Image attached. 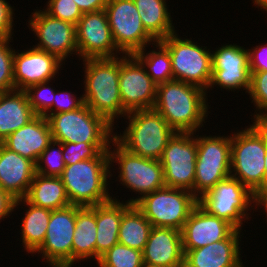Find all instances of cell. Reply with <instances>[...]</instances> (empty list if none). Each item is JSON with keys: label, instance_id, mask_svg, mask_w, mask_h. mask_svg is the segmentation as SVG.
Masks as SVG:
<instances>
[{"label": "cell", "instance_id": "cell-6", "mask_svg": "<svg viewBox=\"0 0 267 267\" xmlns=\"http://www.w3.org/2000/svg\"><path fill=\"white\" fill-rule=\"evenodd\" d=\"M108 151L110 168L113 169H110V179L114 180L112 177H116V174L114 176L113 174L116 173L114 170L117 169L119 174H117L115 181H118L127 191L129 189L130 192L138 194L135 197H130L127 200L128 203L135 204L144 195L165 187L163 167L159 160L134 155L123 148L115 139L111 142ZM114 163L116 166L118 164L117 168Z\"/></svg>", "mask_w": 267, "mask_h": 267}, {"label": "cell", "instance_id": "cell-21", "mask_svg": "<svg viewBox=\"0 0 267 267\" xmlns=\"http://www.w3.org/2000/svg\"><path fill=\"white\" fill-rule=\"evenodd\" d=\"M242 232L236 229L227 239L198 249L183 250V267H239L243 263Z\"/></svg>", "mask_w": 267, "mask_h": 267}, {"label": "cell", "instance_id": "cell-27", "mask_svg": "<svg viewBox=\"0 0 267 267\" xmlns=\"http://www.w3.org/2000/svg\"><path fill=\"white\" fill-rule=\"evenodd\" d=\"M24 207V217L21 218L20 233L21 236L18 239L23 245L24 251L28 254H32L43 244L46 236L48 223L50 220L51 210L36 206L29 203L25 198H20L15 201L14 211Z\"/></svg>", "mask_w": 267, "mask_h": 267}, {"label": "cell", "instance_id": "cell-4", "mask_svg": "<svg viewBox=\"0 0 267 267\" xmlns=\"http://www.w3.org/2000/svg\"><path fill=\"white\" fill-rule=\"evenodd\" d=\"M231 132V177L253 194L264 185L266 122H252Z\"/></svg>", "mask_w": 267, "mask_h": 267}, {"label": "cell", "instance_id": "cell-24", "mask_svg": "<svg viewBox=\"0 0 267 267\" xmlns=\"http://www.w3.org/2000/svg\"><path fill=\"white\" fill-rule=\"evenodd\" d=\"M51 141L52 135L47 118L36 115L1 143L10 151L16 152L36 164L39 156Z\"/></svg>", "mask_w": 267, "mask_h": 267}, {"label": "cell", "instance_id": "cell-39", "mask_svg": "<svg viewBox=\"0 0 267 267\" xmlns=\"http://www.w3.org/2000/svg\"><path fill=\"white\" fill-rule=\"evenodd\" d=\"M43 10L50 16L74 25L78 23L83 13L73 0H48Z\"/></svg>", "mask_w": 267, "mask_h": 267}, {"label": "cell", "instance_id": "cell-22", "mask_svg": "<svg viewBox=\"0 0 267 267\" xmlns=\"http://www.w3.org/2000/svg\"><path fill=\"white\" fill-rule=\"evenodd\" d=\"M143 264L159 267H183L181 231L170 227H152L142 251Z\"/></svg>", "mask_w": 267, "mask_h": 267}, {"label": "cell", "instance_id": "cell-7", "mask_svg": "<svg viewBox=\"0 0 267 267\" xmlns=\"http://www.w3.org/2000/svg\"><path fill=\"white\" fill-rule=\"evenodd\" d=\"M47 120L52 140L61 143L111 144L117 129L86 104L71 112L52 114Z\"/></svg>", "mask_w": 267, "mask_h": 267}, {"label": "cell", "instance_id": "cell-41", "mask_svg": "<svg viewBox=\"0 0 267 267\" xmlns=\"http://www.w3.org/2000/svg\"><path fill=\"white\" fill-rule=\"evenodd\" d=\"M15 8L7 1L0 0V38H10L14 35V16L16 13L14 12Z\"/></svg>", "mask_w": 267, "mask_h": 267}, {"label": "cell", "instance_id": "cell-38", "mask_svg": "<svg viewBox=\"0 0 267 267\" xmlns=\"http://www.w3.org/2000/svg\"><path fill=\"white\" fill-rule=\"evenodd\" d=\"M13 37L0 38V93L15 90L13 80L14 47L11 42Z\"/></svg>", "mask_w": 267, "mask_h": 267}, {"label": "cell", "instance_id": "cell-36", "mask_svg": "<svg viewBox=\"0 0 267 267\" xmlns=\"http://www.w3.org/2000/svg\"><path fill=\"white\" fill-rule=\"evenodd\" d=\"M51 82L35 84L24 90L35 115L44 116L52 108L56 88L51 87Z\"/></svg>", "mask_w": 267, "mask_h": 267}, {"label": "cell", "instance_id": "cell-14", "mask_svg": "<svg viewBox=\"0 0 267 267\" xmlns=\"http://www.w3.org/2000/svg\"><path fill=\"white\" fill-rule=\"evenodd\" d=\"M216 47L211 50L212 76L206 92L210 93V89L216 87L221 88V92L223 89L229 92L237 89L238 92L245 90L247 94L251 79L248 50L229 42Z\"/></svg>", "mask_w": 267, "mask_h": 267}, {"label": "cell", "instance_id": "cell-49", "mask_svg": "<svg viewBox=\"0 0 267 267\" xmlns=\"http://www.w3.org/2000/svg\"><path fill=\"white\" fill-rule=\"evenodd\" d=\"M244 263H242L239 267H245L246 265H243Z\"/></svg>", "mask_w": 267, "mask_h": 267}, {"label": "cell", "instance_id": "cell-20", "mask_svg": "<svg viewBox=\"0 0 267 267\" xmlns=\"http://www.w3.org/2000/svg\"><path fill=\"white\" fill-rule=\"evenodd\" d=\"M236 228L228 221L208 214L197 205L181 230L183 250L198 249L227 239Z\"/></svg>", "mask_w": 267, "mask_h": 267}, {"label": "cell", "instance_id": "cell-47", "mask_svg": "<svg viewBox=\"0 0 267 267\" xmlns=\"http://www.w3.org/2000/svg\"><path fill=\"white\" fill-rule=\"evenodd\" d=\"M265 171H264V183L267 182V122H266V154H265Z\"/></svg>", "mask_w": 267, "mask_h": 267}, {"label": "cell", "instance_id": "cell-31", "mask_svg": "<svg viewBox=\"0 0 267 267\" xmlns=\"http://www.w3.org/2000/svg\"><path fill=\"white\" fill-rule=\"evenodd\" d=\"M152 225L144 214L132 204L122 215L118 240L120 244L143 251Z\"/></svg>", "mask_w": 267, "mask_h": 267}, {"label": "cell", "instance_id": "cell-8", "mask_svg": "<svg viewBox=\"0 0 267 267\" xmlns=\"http://www.w3.org/2000/svg\"><path fill=\"white\" fill-rule=\"evenodd\" d=\"M172 61L174 80L208 89L212 76L211 47L198 45L192 38L181 37L177 32L159 41Z\"/></svg>", "mask_w": 267, "mask_h": 267}, {"label": "cell", "instance_id": "cell-34", "mask_svg": "<svg viewBox=\"0 0 267 267\" xmlns=\"http://www.w3.org/2000/svg\"><path fill=\"white\" fill-rule=\"evenodd\" d=\"M249 99L255 107L251 122H267V71L250 72ZM258 112V113H257Z\"/></svg>", "mask_w": 267, "mask_h": 267}, {"label": "cell", "instance_id": "cell-45", "mask_svg": "<svg viewBox=\"0 0 267 267\" xmlns=\"http://www.w3.org/2000/svg\"><path fill=\"white\" fill-rule=\"evenodd\" d=\"M259 209L261 212L256 211ZM254 211L259 213L264 212L263 215H266L265 218H267V182L264 183V185L256 193H254Z\"/></svg>", "mask_w": 267, "mask_h": 267}, {"label": "cell", "instance_id": "cell-32", "mask_svg": "<svg viewBox=\"0 0 267 267\" xmlns=\"http://www.w3.org/2000/svg\"><path fill=\"white\" fill-rule=\"evenodd\" d=\"M153 45L154 50L148 51L147 48L150 46H146L132 55L141 63L152 81L159 85L174 79L172 61L169 51L159 41Z\"/></svg>", "mask_w": 267, "mask_h": 267}, {"label": "cell", "instance_id": "cell-16", "mask_svg": "<svg viewBox=\"0 0 267 267\" xmlns=\"http://www.w3.org/2000/svg\"><path fill=\"white\" fill-rule=\"evenodd\" d=\"M76 223V205L51 211L43 244L33 253L49 267H72V243Z\"/></svg>", "mask_w": 267, "mask_h": 267}, {"label": "cell", "instance_id": "cell-46", "mask_svg": "<svg viewBox=\"0 0 267 267\" xmlns=\"http://www.w3.org/2000/svg\"><path fill=\"white\" fill-rule=\"evenodd\" d=\"M254 7L256 8L260 7V10L263 12L265 11L267 13V0H252Z\"/></svg>", "mask_w": 267, "mask_h": 267}, {"label": "cell", "instance_id": "cell-17", "mask_svg": "<svg viewBox=\"0 0 267 267\" xmlns=\"http://www.w3.org/2000/svg\"><path fill=\"white\" fill-rule=\"evenodd\" d=\"M75 26L78 60L123 55L114 42L105 9L83 13Z\"/></svg>", "mask_w": 267, "mask_h": 267}, {"label": "cell", "instance_id": "cell-11", "mask_svg": "<svg viewBox=\"0 0 267 267\" xmlns=\"http://www.w3.org/2000/svg\"><path fill=\"white\" fill-rule=\"evenodd\" d=\"M152 227H170L182 230L198 199L184 189L163 187L144 195L135 203Z\"/></svg>", "mask_w": 267, "mask_h": 267}, {"label": "cell", "instance_id": "cell-28", "mask_svg": "<svg viewBox=\"0 0 267 267\" xmlns=\"http://www.w3.org/2000/svg\"><path fill=\"white\" fill-rule=\"evenodd\" d=\"M35 116L25 91L0 93V143Z\"/></svg>", "mask_w": 267, "mask_h": 267}, {"label": "cell", "instance_id": "cell-40", "mask_svg": "<svg viewBox=\"0 0 267 267\" xmlns=\"http://www.w3.org/2000/svg\"><path fill=\"white\" fill-rule=\"evenodd\" d=\"M83 95L80 94L79 97L68 90H57L54 94V100L52 108L44 115L48 118L52 114L71 112L81 108L84 105Z\"/></svg>", "mask_w": 267, "mask_h": 267}, {"label": "cell", "instance_id": "cell-9", "mask_svg": "<svg viewBox=\"0 0 267 267\" xmlns=\"http://www.w3.org/2000/svg\"><path fill=\"white\" fill-rule=\"evenodd\" d=\"M197 157L194 196L198 199L218 182L231 176V133L199 135L196 132Z\"/></svg>", "mask_w": 267, "mask_h": 267}, {"label": "cell", "instance_id": "cell-1", "mask_svg": "<svg viewBox=\"0 0 267 267\" xmlns=\"http://www.w3.org/2000/svg\"><path fill=\"white\" fill-rule=\"evenodd\" d=\"M208 97L203 88L173 79L157 85L153 109L175 132L196 133L204 128L211 113Z\"/></svg>", "mask_w": 267, "mask_h": 267}, {"label": "cell", "instance_id": "cell-30", "mask_svg": "<svg viewBox=\"0 0 267 267\" xmlns=\"http://www.w3.org/2000/svg\"><path fill=\"white\" fill-rule=\"evenodd\" d=\"M147 33L157 42L177 31L167 0H133Z\"/></svg>", "mask_w": 267, "mask_h": 267}, {"label": "cell", "instance_id": "cell-37", "mask_svg": "<svg viewBox=\"0 0 267 267\" xmlns=\"http://www.w3.org/2000/svg\"><path fill=\"white\" fill-rule=\"evenodd\" d=\"M110 144L62 143L63 158L66 165H72L83 160L98 157L103 151H108Z\"/></svg>", "mask_w": 267, "mask_h": 267}, {"label": "cell", "instance_id": "cell-43", "mask_svg": "<svg viewBox=\"0 0 267 267\" xmlns=\"http://www.w3.org/2000/svg\"><path fill=\"white\" fill-rule=\"evenodd\" d=\"M15 201L16 199L0 187V222L10 218L14 212Z\"/></svg>", "mask_w": 267, "mask_h": 267}, {"label": "cell", "instance_id": "cell-18", "mask_svg": "<svg viewBox=\"0 0 267 267\" xmlns=\"http://www.w3.org/2000/svg\"><path fill=\"white\" fill-rule=\"evenodd\" d=\"M119 89L122 106L128 113L153 109L157 85L133 55L119 56Z\"/></svg>", "mask_w": 267, "mask_h": 267}, {"label": "cell", "instance_id": "cell-35", "mask_svg": "<svg viewBox=\"0 0 267 267\" xmlns=\"http://www.w3.org/2000/svg\"><path fill=\"white\" fill-rule=\"evenodd\" d=\"M65 166L62 143L52 140L37 160L36 173L44 176L60 177Z\"/></svg>", "mask_w": 267, "mask_h": 267}, {"label": "cell", "instance_id": "cell-26", "mask_svg": "<svg viewBox=\"0 0 267 267\" xmlns=\"http://www.w3.org/2000/svg\"><path fill=\"white\" fill-rule=\"evenodd\" d=\"M96 205H76V223L72 243V266L81 262L96 261ZM75 264V265H74Z\"/></svg>", "mask_w": 267, "mask_h": 267}, {"label": "cell", "instance_id": "cell-48", "mask_svg": "<svg viewBox=\"0 0 267 267\" xmlns=\"http://www.w3.org/2000/svg\"><path fill=\"white\" fill-rule=\"evenodd\" d=\"M143 267H159V266H150V265H147V264H143Z\"/></svg>", "mask_w": 267, "mask_h": 267}, {"label": "cell", "instance_id": "cell-23", "mask_svg": "<svg viewBox=\"0 0 267 267\" xmlns=\"http://www.w3.org/2000/svg\"><path fill=\"white\" fill-rule=\"evenodd\" d=\"M36 174V164L0 143V187L14 199L24 198Z\"/></svg>", "mask_w": 267, "mask_h": 267}, {"label": "cell", "instance_id": "cell-25", "mask_svg": "<svg viewBox=\"0 0 267 267\" xmlns=\"http://www.w3.org/2000/svg\"><path fill=\"white\" fill-rule=\"evenodd\" d=\"M122 197L112 194V199L96 205V262L100 257L119 243L118 234L123 213L132 205Z\"/></svg>", "mask_w": 267, "mask_h": 267}, {"label": "cell", "instance_id": "cell-19", "mask_svg": "<svg viewBox=\"0 0 267 267\" xmlns=\"http://www.w3.org/2000/svg\"><path fill=\"white\" fill-rule=\"evenodd\" d=\"M14 51L13 80L15 90H26L29 86L59 79L65 63L57 56L35 47ZM20 52V53H19ZM60 70V71H59Z\"/></svg>", "mask_w": 267, "mask_h": 267}, {"label": "cell", "instance_id": "cell-42", "mask_svg": "<svg viewBox=\"0 0 267 267\" xmlns=\"http://www.w3.org/2000/svg\"><path fill=\"white\" fill-rule=\"evenodd\" d=\"M262 44L253 46L251 49L247 47L250 72L267 71V44L266 42Z\"/></svg>", "mask_w": 267, "mask_h": 267}, {"label": "cell", "instance_id": "cell-44", "mask_svg": "<svg viewBox=\"0 0 267 267\" xmlns=\"http://www.w3.org/2000/svg\"><path fill=\"white\" fill-rule=\"evenodd\" d=\"M82 13L103 10L108 0H73Z\"/></svg>", "mask_w": 267, "mask_h": 267}, {"label": "cell", "instance_id": "cell-10", "mask_svg": "<svg viewBox=\"0 0 267 267\" xmlns=\"http://www.w3.org/2000/svg\"><path fill=\"white\" fill-rule=\"evenodd\" d=\"M198 205L208 214L228 221L238 230H244L243 224H247L254 215V194L230 176L198 198Z\"/></svg>", "mask_w": 267, "mask_h": 267}, {"label": "cell", "instance_id": "cell-29", "mask_svg": "<svg viewBox=\"0 0 267 267\" xmlns=\"http://www.w3.org/2000/svg\"><path fill=\"white\" fill-rule=\"evenodd\" d=\"M29 203L49 209H61L71 205L60 177L36 173L24 197Z\"/></svg>", "mask_w": 267, "mask_h": 267}, {"label": "cell", "instance_id": "cell-15", "mask_svg": "<svg viewBox=\"0 0 267 267\" xmlns=\"http://www.w3.org/2000/svg\"><path fill=\"white\" fill-rule=\"evenodd\" d=\"M29 16L28 29L35 36V48L57 56L61 61L70 60L77 55L76 26L70 22L56 19L43 9H34Z\"/></svg>", "mask_w": 267, "mask_h": 267}, {"label": "cell", "instance_id": "cell-5", "mask_svg": "<svg viewBox=\"0 0 267 267\" xmlns=\"http://www.w3.org/2000/svg\"><path fill=\"white\" fill-rule=\"evenodd\" d=\"M124 119L127 127L122 134L115 131L114 139L134 155L159 160L175 133L162 115L154 109H144L131 111Z\"/></svg>", "mask_w": 267, "mask_h": 267}, {"label": "cell", "instance_id": "cell-33", "mask_svg": "<svg viewBox=\"0 0 267 267\" xmlns=\"http://www.w3.org/2000/svg\"><path fill=\"white\" fill-rule=\"evenodd\" d=\"M98 267H143L142 251L117 243L96 263Z\"/></svg>", "mask_w": 267, "mask_h": 267}, {"label": "cell", "instance_id": "cell-12", "mask_svg": "<svg viewBox=\"0 0 267 267\" xmlns=\"http://www.w3.org/2000/svg\"><path fill=\"white\" fill-rule=\"evenodd\" d=\"M196 157V133L175 132L159 159L165 186L184 189L194 195Z\"/></svg>", "mask_w": 267, "mask_h": 267}, {"label": "cell", "instance_id": "cell-2", "mask_svg": "<svg viewBox=\"0 0 267 267\" xmlns=\"http://www.w3.org/2000/svg\"><path fill=\"white\" fill-rule=\"evenodd\" d=\"M81 62L84 66V81L81 83L84 85V103L116 127L117 120L122 121L120 118L128 113L122 106L119 89V56L87 58Z\"/></svg>", "mask_w": 267, "mask_h": 267}, {"label": "cell", "instance_id": "cell-3", "mask_svg": "<svg viewBox=\"0 0 267 267\" xmlns=\"http://www.w3.org/2000/svg\"><path fill=\"white\" fill-rule=\"evenodd\" d=\"M110 169L109 151L66 165L60 178L71 205L95 206L110 201Z\"/></svg>", "mask_w": 267, "mask_h": 267}, {"label": "cell", "instance_id": "cell-13", "mask_svg": "<svg viewBox=\"0 0 267 267\" xmlns=\"http://www.w3.org/2000/svg\"><path fill=\"white\" fill-rule=\"evenodd\" d=\"M105 11L117 48L132 55L156 42L146 31L133 0H108Z\"/></svg>", "mask_w": 267, "mask_h": 267}]
</instances>
